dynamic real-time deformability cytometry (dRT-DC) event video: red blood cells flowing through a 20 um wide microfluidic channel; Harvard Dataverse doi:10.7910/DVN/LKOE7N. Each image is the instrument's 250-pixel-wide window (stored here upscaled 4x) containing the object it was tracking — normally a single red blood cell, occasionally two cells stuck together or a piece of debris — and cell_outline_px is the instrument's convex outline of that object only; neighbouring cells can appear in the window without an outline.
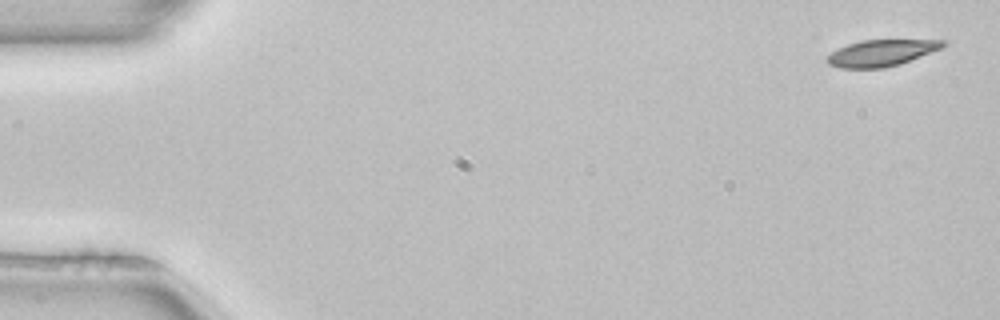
{"species": "common noctule bat (a hibernating species)", "species_latin": "Nyctalus noctula", "temperature_condition": "room temperature", "stored_images_in_passage": 4, "camera_frame_rate_fps": 3000, "um_per_image_px": 0.085, "animal": {"sex": "female", "body_mass_g": 22.7, "forearm_length_mm": 54.2}, "frame": {"image": 1, "passage_image": 1, "time_ms": 0.0, "image_size_px": [1000, 320], "cell_outline_px": [[948, 40], [940, 48], [900, 64], [884, 68], [840, 68], [828, 64], [824, 60], [832, 52], [848, 44], [860, 40]], "centroid_in_image_um": [74.86, 4.5], "position_along_channel_um": 10.1, "area_um2": 17.63}}
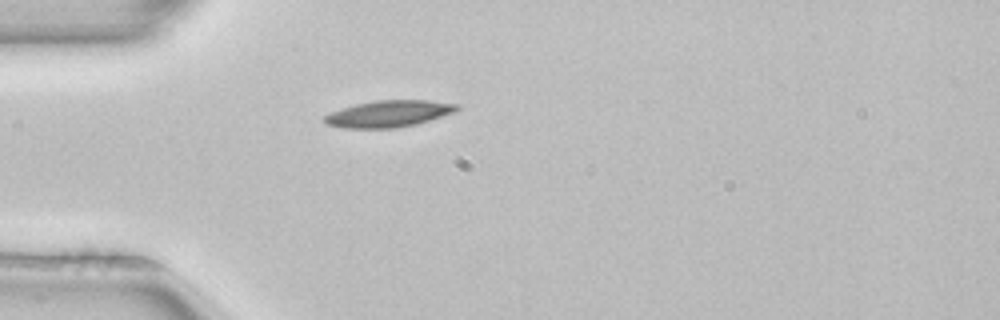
{"frame": {"image": 2, "passage_image": 4, "time_ms": 1.0, "image_size_px": [1000, 320], "cell_outline_px": [[460, 108], [456, 112], [416, 124], [396, 128], [340, 128], [324, 124], [324, 116], [332, 112], [356, 104], [376, 100], [428, 100], [460, 104]], "centroid_in_image_um": [33.07, 9.67], "position_along_channel_um": 51.9, "area_um2": 20.63}}